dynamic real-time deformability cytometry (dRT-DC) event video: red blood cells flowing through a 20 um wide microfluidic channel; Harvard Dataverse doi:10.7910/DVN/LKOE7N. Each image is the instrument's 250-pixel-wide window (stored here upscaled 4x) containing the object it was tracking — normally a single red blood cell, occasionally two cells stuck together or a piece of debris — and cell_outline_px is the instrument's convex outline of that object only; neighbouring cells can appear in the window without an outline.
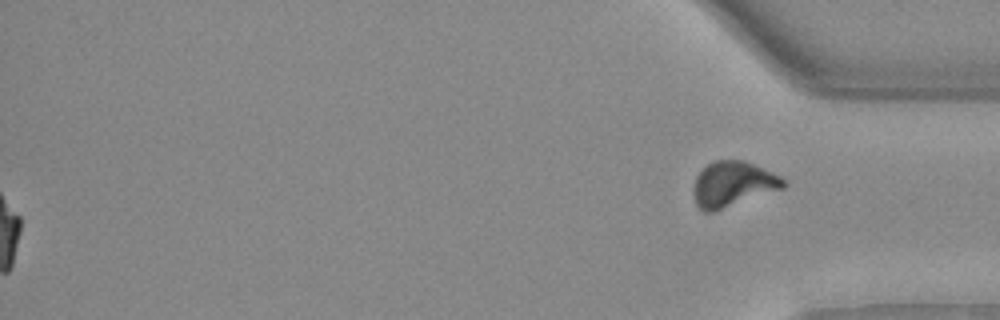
{"species": "Egyptian fruit bat (a non-hibernating species)", "species_latin": "Rousettus aegyptiacus", "temperature_condition": "warm", "stored_images_in_passage": 53, "segment_of_instrument_passage": [2, 2], "camera_frame_rate_fps": 3000, "um_per_image_px": 0.085, "animal": {"sex": "female"}, "frame": {"image": 1, "passage_image": 53, "time_ms": 17.333, "image_size_px": [1000, 320], "cell_outline_px": [[788, 184], [784, 188], [712, 212], [704, 212], [696, 204], [696, 176], [712, 160], [744, 160], [772, 172], [788, 180]], "centroid_in_image_um": [62.36, 15.63], "position_along_channel_um": 372.8, "area_um2": 23.35}}